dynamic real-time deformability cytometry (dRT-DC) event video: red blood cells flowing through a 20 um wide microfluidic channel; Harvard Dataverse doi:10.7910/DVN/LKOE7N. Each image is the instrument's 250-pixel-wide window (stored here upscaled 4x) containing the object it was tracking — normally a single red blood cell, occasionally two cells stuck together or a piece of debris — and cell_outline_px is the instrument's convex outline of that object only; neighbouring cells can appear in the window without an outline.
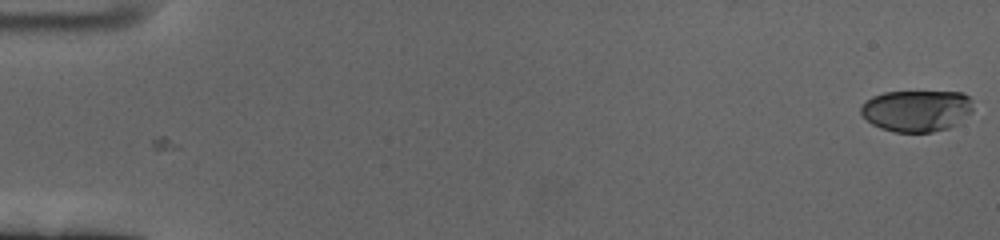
{"species": "human", "species_latin": "Homo sapiens", "temperature_condition": "cold", "stored_images_in_passage": 61, "camera_frame_rate_fps": 3000, "um_per_image_px": 0.085, "donor": {"sex": "female"}, "frame": {"image": 1, "passage_image": 1, "time_ms": 0.0, "image_size_px": [1000, 240], "cell_outline_px": [[972, 112], [960, 124], [948, 128], [932, 132], [896, 132], [880, 128], [872, 124], [860, 112], [860, 104], [872, 96], [884, 92], [960, 92], [968, 96], [972, 100]], "centroid_in_image_um": [77.93, 9.41], "position_along_channel_um": 7.1, "area_um2": 27.46}}
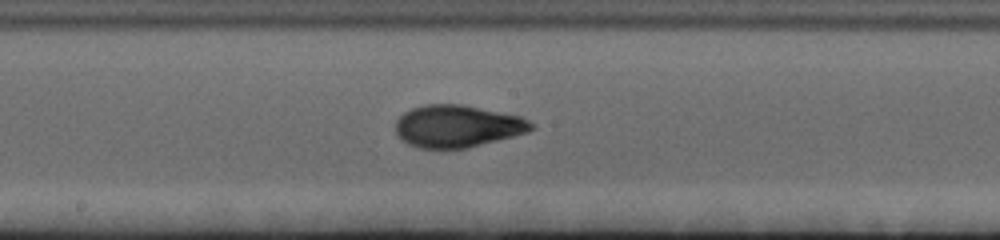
{"frame": {"image": 2, "passage_image": 34, "time_ms": 11.0, "image_size_px": [1000, 240], "cell_outline_px": [[536, 128], [528, 132], [468, 148], [420, 148], [408, 144], [400, 140], [396, 132], [396, 120], [404, 112], [412, 108], [424, 104], [464, 104], [520, 116], [536, 124]], "centroid_in_image_um": [38.89, 10.72], "position_along_channel_um": 209.3, "area_um2": 33.64}}
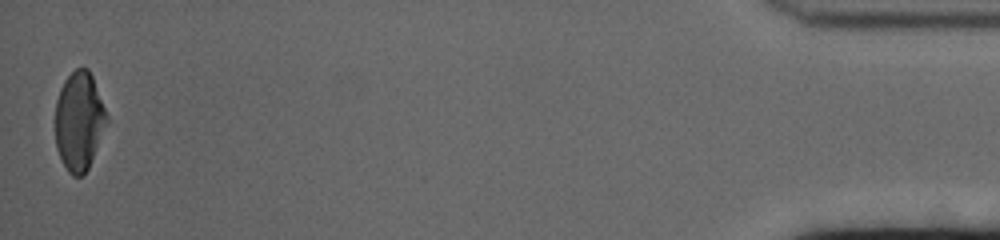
{"frame": {"image": 3, "passage_image": 61, "time_ms": 20.0, "image_size_px": [1000, 240], "cell_outline_px": [[108, 120], [88, 168], [80, 176], [72, 176], [68, 172], [56, 148], [56, 100], [60, 88], [64, 80], [76, 68], [88, 68], [92, 76], [108, 116]], "centroid_in_image_um": [6.72, 10.27], "position_along_channel_um": 428.5, "area_um2": 29.19}, "authors_computed_cell_mechanics": {"area_um2": 31.9056, "velocity_mm_per_s": 3.3728, "shape_relaxation_time_tau1_ms": 4.1998, "shape_relaxation_time_tau2_ms": 1.6069, "deformation_change_tau1": 0.1735, "deformation_change_tau2": 0.0646}}